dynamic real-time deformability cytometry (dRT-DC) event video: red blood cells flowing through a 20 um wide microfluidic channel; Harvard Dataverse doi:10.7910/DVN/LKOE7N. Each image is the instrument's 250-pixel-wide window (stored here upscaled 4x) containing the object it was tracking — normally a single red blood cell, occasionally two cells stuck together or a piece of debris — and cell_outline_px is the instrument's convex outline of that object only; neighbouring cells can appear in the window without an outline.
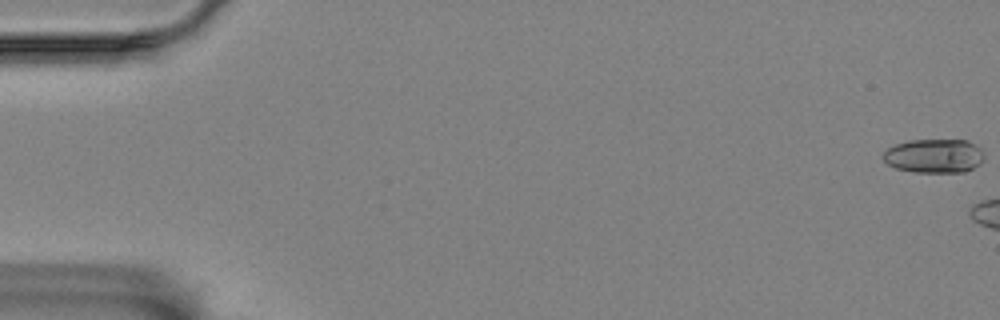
{"species": "Egyptian fruit bat (a non-hibernating species)", "species_latin": "Rousettus aegyptiacus", "temperature_condition": "room temperature", "stored_images_in_passage": 16, "camera_frame_rate_fps": 3000, "um_per_image_px": 0.085, "animal": {"sex": "female"}, "frame": {"image": 1, "passage_image": 1, "time_ms": 0.0, "image_size_px": [1000, 320], "cell_outline_px": [[984, 160], [980, 164], [964, 172], [916, 172], [896, 168], [888, 164], [884, 160], [884, 152], [888, 148], [896, 144], [908, 140], [968, 140], [980, 148], [984, 156]], "centroid_in_image_um": [79.42, 13.25], "position_along_channel_um": 5.6, "area_um2": 19.94}}
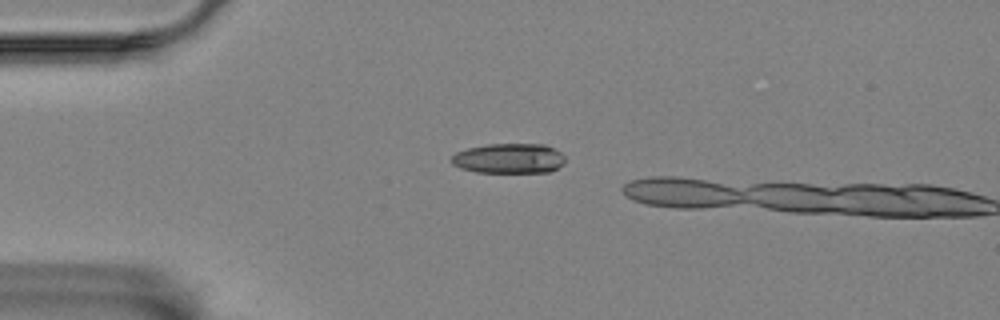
{"frame": {"image": 2, "passage_image": 15, "time_ms": 4.667, "image_size_px": [1000, 320], "cell_outline_px": [[564, 164], [548, 172], [476, 172], [460, 168], [452, 164], [452, 156], [456, 152], [468, 148], [488, 144], [544, 144], [560, 152], [564, 156]], "centroid_in_image_um": [43.25, 13.46], "position_along_channel_um": 41.7, "area_um2": 19.77}}